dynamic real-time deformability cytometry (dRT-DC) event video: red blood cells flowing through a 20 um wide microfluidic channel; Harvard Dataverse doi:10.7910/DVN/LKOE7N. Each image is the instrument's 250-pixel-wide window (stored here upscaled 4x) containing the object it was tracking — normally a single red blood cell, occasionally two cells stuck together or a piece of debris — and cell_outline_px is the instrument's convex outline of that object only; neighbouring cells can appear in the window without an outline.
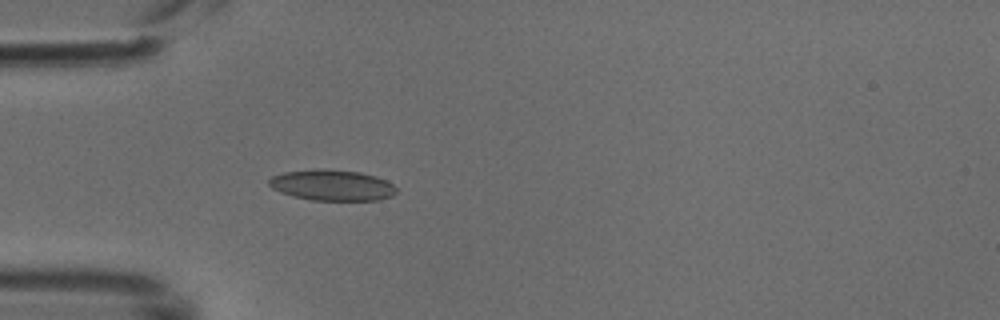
{"species": "common noctule bat (a hibernating species)", "species_latin": "Nyctalus noctula", "temperature_condition": "cold", "stored_images_in_passage": 4, "camera_frame_rate_fps": 3000, "um_per_image_px": 0.085, "animal": {"sex": "male", "body_mass_g": 18.8}, "frame": {"image": 1, "passage_image": 4, "time_ms": 1.0, "image_size_px": [1000, 320], "cell_outline_px": [[396, 192], [392, 196], [380, 200], [312, 200], [280, 192], [272, 188], [268, 184], [268, 180], [272, 176], [284, 172], [316, 168], [360, 172], [376, 176], [392, 184], [396, 188]], "centroid_in_image_um": [28.22, 15.73], "position_along_channel_um": 56.8, "area_um2": 22.83}}